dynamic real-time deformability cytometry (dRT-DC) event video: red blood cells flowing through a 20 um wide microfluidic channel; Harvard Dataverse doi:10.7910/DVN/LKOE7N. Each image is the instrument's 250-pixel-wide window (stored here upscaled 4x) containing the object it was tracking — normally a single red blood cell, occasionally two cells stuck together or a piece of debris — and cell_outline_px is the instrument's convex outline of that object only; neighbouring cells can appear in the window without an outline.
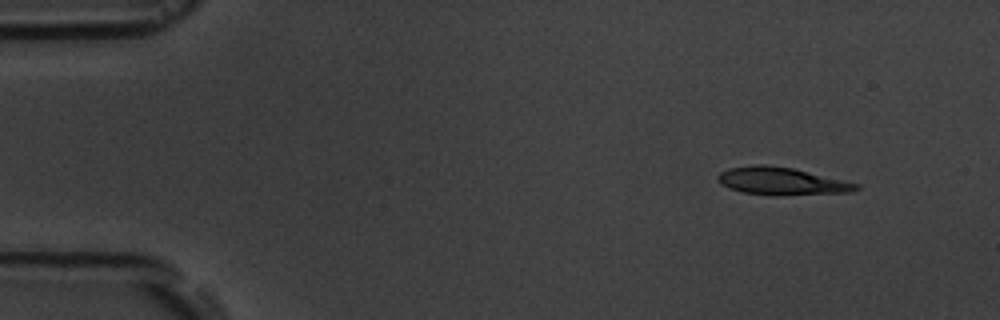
{"species": "common noctule bat (a hibernating species)", "species_latin": "Nyctalus noctula", "temperature_condition": "room temperature", "stored_images_in_passage": 4, "camera_frame_rate_fps": 3000, "um_per_image_px": 0.085, "animal": {"sex": "male", "body_mass_g": 19.5, "forearm_length_mm": 54.6}, "frame": {"image": 1, "passage_image": 1, "time_ms": 0.0, "image_size_px": [1000, 320], "cell_outline_px": [[860, 188], [852, 192], [776, 196], [772, 196], [744, 192], [720, 184], [716, 176], [720, 172], [728, 168], [752, 164], [764, 164], [792, 168], [860, 184]], "centroid_in_image_um": [66.43, 15.4], "position_along_channel_um": 18.6, "area_um2": 22.31}}
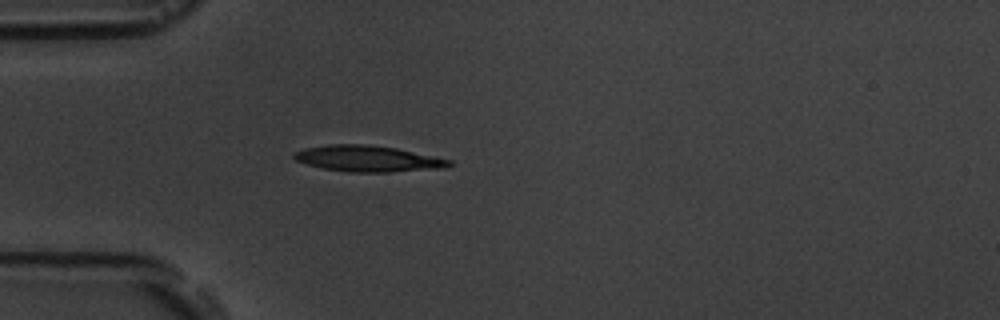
{"frame": {"image": 2, "passage_image": 4, "time_ms": 3.333, "image_size_px": [1000, 320], "cell_outline_px": [[452, 164], [444, 168], [388, 172], [348, 172], [324, 168], [308, 164], [296, 160], [292, 156], [292, 152], [304, 148], [328, 144], [368, 144], [396, 148], [452, 160]], "centroid_in_image_um": [31.25, 13.48], "position_along_channel_um": 53.8, "area_um2": 23.58}}